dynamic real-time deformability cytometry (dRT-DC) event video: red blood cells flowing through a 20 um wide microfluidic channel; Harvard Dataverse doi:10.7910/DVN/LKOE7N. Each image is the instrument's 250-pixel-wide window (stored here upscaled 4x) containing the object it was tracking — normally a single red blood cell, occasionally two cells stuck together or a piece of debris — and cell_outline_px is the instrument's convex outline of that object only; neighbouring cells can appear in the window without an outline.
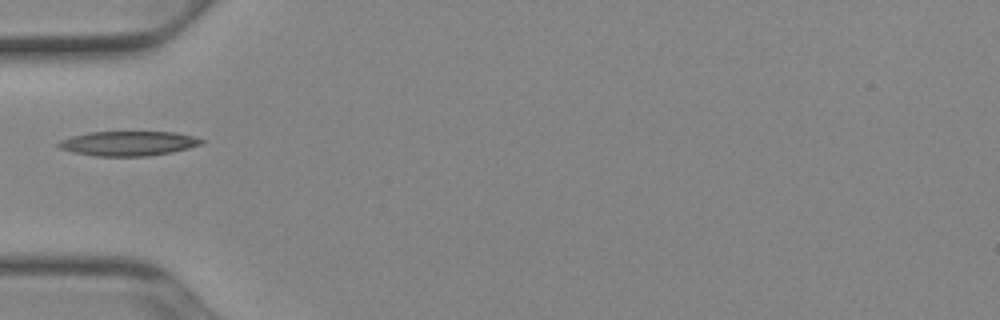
{"species": "Egyptian fruit bat (a non-hibernating species)", "species_latin": "Rousettus aegyptiacus", "temperature_condition": "cold", "stored_images_in_passage": 36, "camera_frame_rate_fps": 3000, "um_per_image_px": 0.085, "animal": {"sex": "female"}, "frame": {"image": 1, "passage_image": 2, "time_ms": 0.333, "image_size_px": [1000, 320], "cell_outline_px": [[204, 144], [172, 152], [148, 156], [92, 156], [72, 152], [60, 148], [56, 144], [60, 140], [72, 136], [88, 132], [176, 132], [192, 136], [204, 140]], "centroid_in_image_um": [10.9, 12.19], "position_along_channel_um": 74.1, "area_um2": 20.58}}
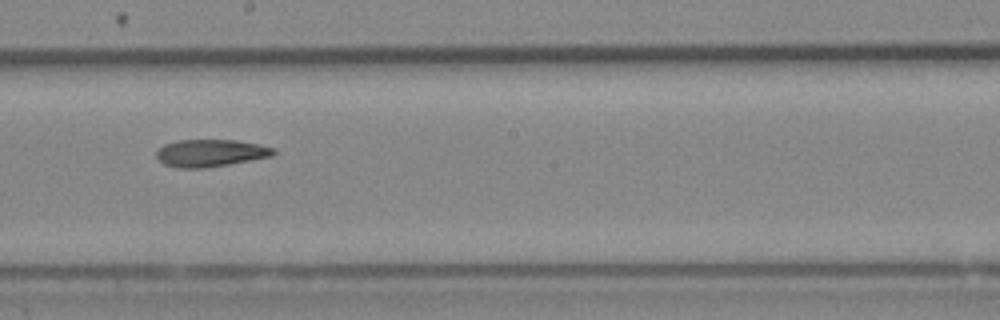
{"frame": {"image": 2, "passage_image": 14, "time_ms": 4.333, "image_size_px": [1000, 320], "cell_outline_px": [[276, 152], [272, 156], [252, 160], [204, 168], [176, 168], [164, 164], [156, 156], [156, 152], [164, 144], [176, 140], [236, 140], [260, 144], [276, 148]], "centroid_in_image_um": [17.91, 13.0], "position_along_channel_um": 230.3, "area_um2": 18.73}}
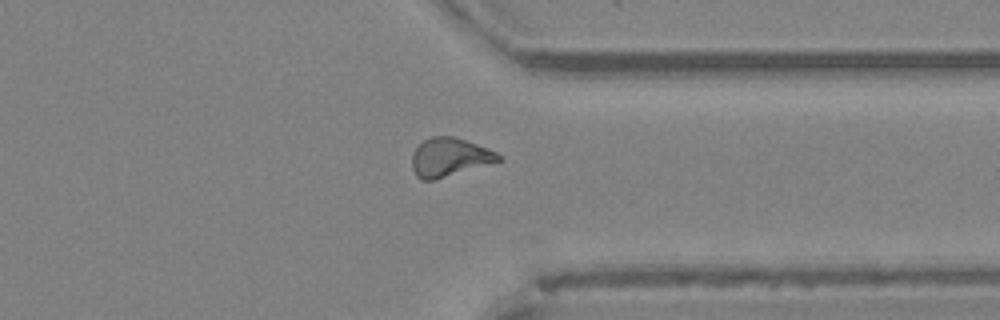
{"frame": {"image": 3, "passage_image": 25, "time_ms": 8.0, "image_size_px": [1000, 320], "cell_outline_px": [[504, 160], [436, 180], [420, 180], [416, 176], [412, 168], [412, 152], [424, 140], [432, 136], [452, 136], [476, 144], [496, 152], [504, 156]], "centroid_in_image_um": [38.22, 13.39], "position_along_channel_um": 373.2, "area_um2": 19.59}}